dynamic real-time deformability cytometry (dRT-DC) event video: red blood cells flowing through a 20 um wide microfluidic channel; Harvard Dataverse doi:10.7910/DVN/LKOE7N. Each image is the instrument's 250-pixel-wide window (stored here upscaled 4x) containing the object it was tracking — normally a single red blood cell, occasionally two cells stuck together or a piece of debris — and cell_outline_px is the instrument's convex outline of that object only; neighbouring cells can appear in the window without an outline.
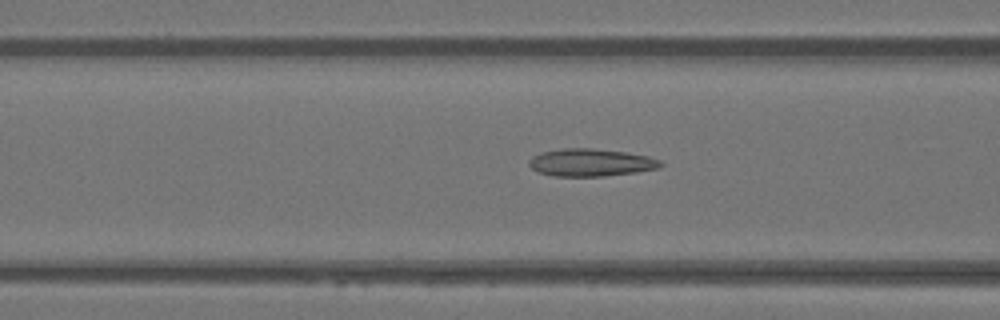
{"species": "Egyptian fruit bat (a non-hibernating species)", "species_latin": "Rousettus aegyptiacus", "temperature_condition": "warm", "stored_images_in_passage": 35, "camera_frame_rate_fps": 3000, "um_per_image_px": 0.085, "animal": {"sex": "female"}, "frame": {"image": 1, "passage_image": 12, "time_ms": 3.667, "image_size_px": [1000, 320], "cell_outline_px": [[664, 164], [660, 168], [636, 172], [604, 176], [552, 176], [540, 172], [532, 168], [528, 164], [528, 160], [532, 156], [540, 152], [560, 148], [592, 148], [624, 152], [648, 156], [660, 160]], "centroid_in_image_um": [50.21, 13.81], "position_along_channel_um": 116.4, "area_um2": 21.21}}
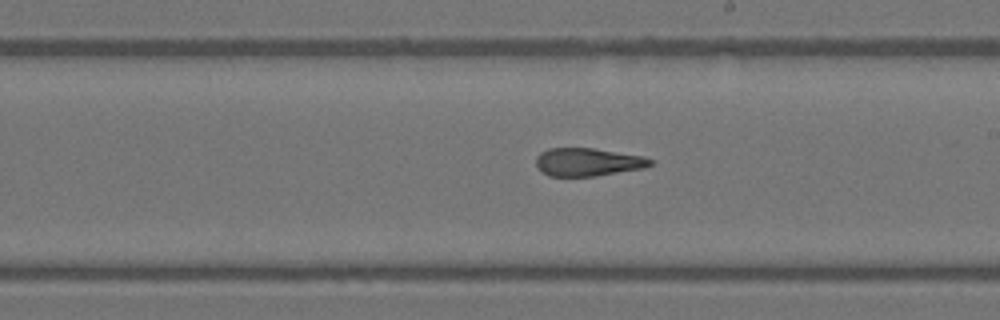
{"frame": {"image": 2, "passage_image": 21, "time_ms": 6.667, "image_size_px": [1000, 320], "cell_outline_px": [[652, 164], [644, 168], [596, 176], [548, 176], [540, 172], [536, 164], [536, 156], [540, 152], [548, 148], [592, 148], [644, 156], [652, 160]], "centroid_in_image_um": [49.93, 13.77], "position_along_channel_um": 239.1, "area_um2": 18.79}}
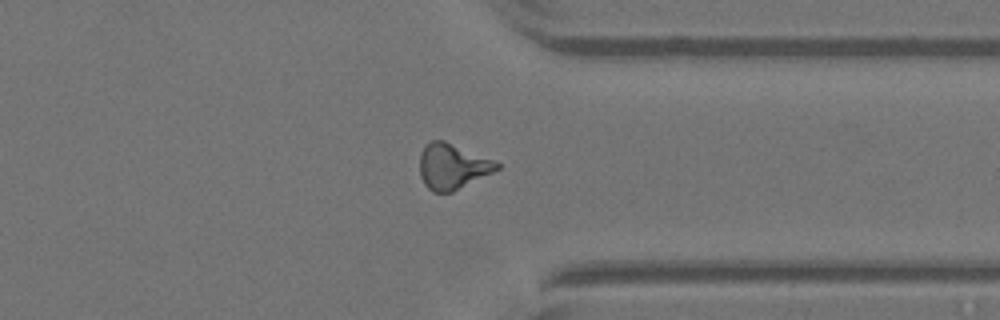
{"frame": {"image": 3, "passage_image": 31, "time_ms": 10.0, "image_size_px": [1000, 320], "cell_outline_px": [[500, 168], [452, 192], [432, 192], [424, 184], [420, 176], [420, 152], [424, 144], [432, 140], [444, 140], [492, 160], [500, 164]], "centroid_in_image_um": [38.4, 14.14], "position_along_channel_um": 373.0, "area_um2": 20.23}}